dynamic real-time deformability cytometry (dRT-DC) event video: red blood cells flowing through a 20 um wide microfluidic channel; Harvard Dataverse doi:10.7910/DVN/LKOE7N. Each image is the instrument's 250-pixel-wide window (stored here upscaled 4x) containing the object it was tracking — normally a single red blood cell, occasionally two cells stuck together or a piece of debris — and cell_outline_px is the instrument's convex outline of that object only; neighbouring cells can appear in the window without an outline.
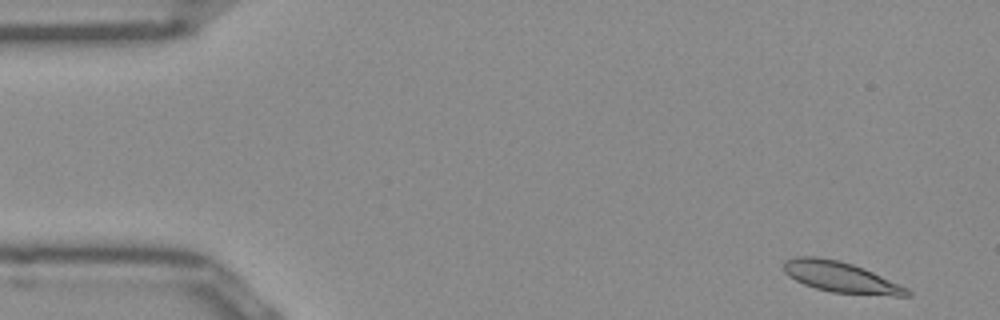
{"species": "Egyptian fruit bat (a non-hibernating species)", "species_latin": "Rousettus aegyptiacus", "temperature_condition": "room temperature", "stored_images_in_passage": 50, "camera_frame_rate_fps": 3000, "um_per_image_px": 0.085, "frame": {"image": 1, "passage_image": 1, "time_ms": 0.0, "image_size_px": [1000, 320], "cell_outline_px": [[912, 296], [896, 296], [832, 292], [816, 288], [804, 284], [788, 276], [784, 272], [784, 260], [796, 256], [816, 256], [840, 260], [864, 268], [908, 288], [912, 292]], "centroid_in_image_um": [71.47, 23.55], "position_along_channel_um": 13.5, "area_um2": 22.14}}
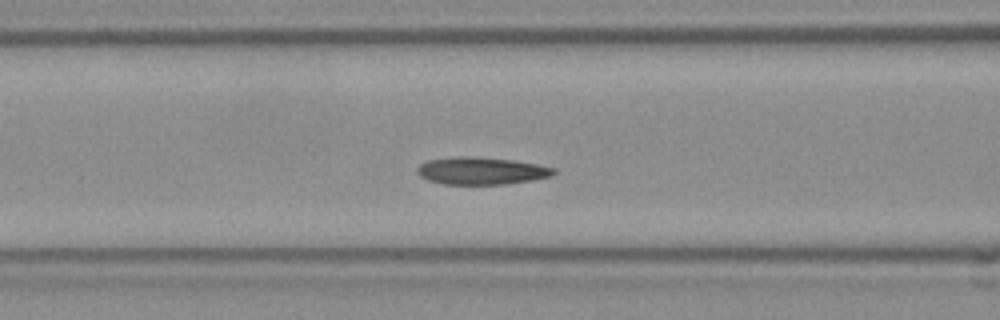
{"frame": {"image": 2, "passage_image": 18, "time_ms": 5.667, "image_size_px": [1000, 320], "cell_outline_px": [[556, 172], [552, 176], [532, 180], [504, 184], [444, 184], [428, 180], [420, 176], [416, 172], [416, 168], [420, 164], [428, 160], [456, 156], [468, 156], [512, 160], [536, 164], [556, 168]], "centroid_in_image_um": [40.9, 14.52], "position_along_channel_um": 125.7, "area_um2": 21.73}}
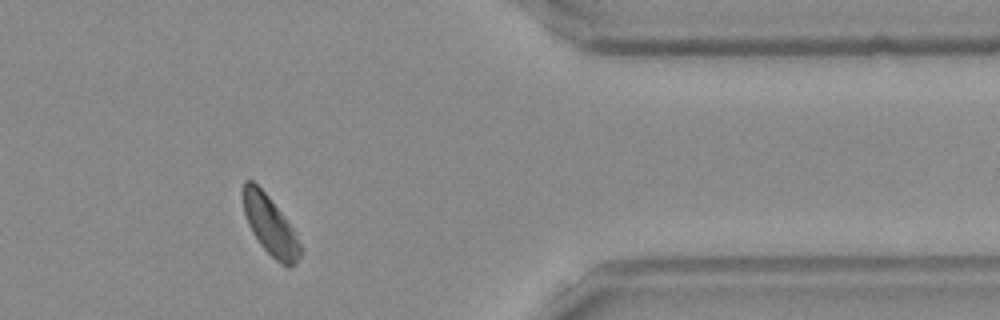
{"frame": {"image": 3, "passage_image": 40, "time_ms": 13.0, "image_size_px": [1000, 320], "cell_outline_px": [[304, 248], [296, 264], [288, 268], [280, 264], [260, 244], [252, 232], [248, 224], [244, 212], [244, 180], [252, 180], [268, 196], [292, 228]], "centroid_in_image_um": [23.0, 19.24], "position_along_channel_um": 388.4, "area_um2": 19.36}, "authors_computed_cell_mechanics": {"area_um2": 20.9525, "velocity_mm_per_s": 3.9015, "shape_relaxation_time_tau1_ms": 5.9623, "shape_relaxation_time_tau2_ms": 3.6896, "deformation_change_tau1": 0.1334, "deformation_change_tau2": 0.0784}}